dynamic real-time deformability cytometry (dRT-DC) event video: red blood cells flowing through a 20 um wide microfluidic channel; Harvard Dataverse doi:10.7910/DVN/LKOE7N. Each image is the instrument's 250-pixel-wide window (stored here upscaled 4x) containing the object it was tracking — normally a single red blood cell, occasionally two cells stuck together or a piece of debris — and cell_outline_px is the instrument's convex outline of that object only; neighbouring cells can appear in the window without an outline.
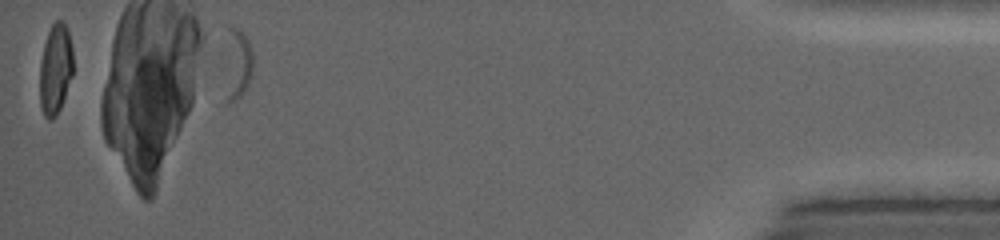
{"species": "common noctule bat (a hibernating species)", "species_latin": "Nyctalus noctula", "temperature_condition": "warm", "stored_images_in_passage": 20, "camera_frame_rate_fps": 5000, "um_per_image_px": 0.085, "animal": {"sex": "female", "body_mass_g": 19.0, "forearm_length_mm": 53.3}, "frame": {"image": 1, "passage_image": 20, "time_ms": 12.2, "image_size_px": [1000, 240], "cell_outline_px": [[252, 76], [244, 92], [236, 100], [224, 104], [224, 24], [228, 24], [240, 28], [244, 32], [248, 40], [252, 52]], "centroid_in_image_um": [20.08, 5.35], "position_along_channel_um": 415.1, "area_um2": 13.06}}